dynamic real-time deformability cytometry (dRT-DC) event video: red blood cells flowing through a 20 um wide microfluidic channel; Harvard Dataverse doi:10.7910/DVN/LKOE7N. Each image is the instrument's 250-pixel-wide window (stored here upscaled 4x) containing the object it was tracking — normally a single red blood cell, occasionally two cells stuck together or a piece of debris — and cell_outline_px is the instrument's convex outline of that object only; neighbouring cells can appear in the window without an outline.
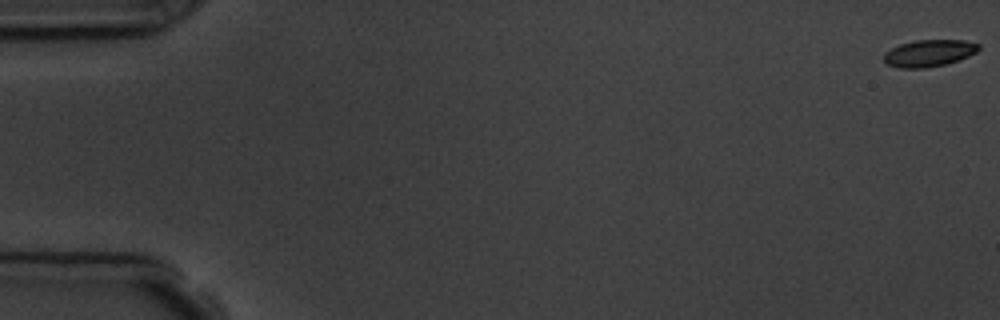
{"species": "common noctule bat (a hibernating species)", "species_latin": "Nyctalus noctula", "temperature_condition": "room temperature", "stored_images_in_passage": 4, "camera_frame_rate_fps": 3000, "um_per_image_px": 0.085, "animal": {"sex": "male", "body_mass_g": 19.5, "forearm_length_mm": 54.6}, "frame": {"image": 1, "passage_image": 1, "time_ms": 0.0, "image_size_px": [1000, 320], "cell_outline_px": [[980, 48], [976, 52], [968, 56], [944, 64], [924, 68], [900, 68], [888, 64], [884, 60], [884, 52], [900, 44], [916, 40], [964, 40], [980, 44]], "centroid_in_image_um": [78.96, 4.51], "position_along_channel_um": 6.0, "area_um2": 14.68}}